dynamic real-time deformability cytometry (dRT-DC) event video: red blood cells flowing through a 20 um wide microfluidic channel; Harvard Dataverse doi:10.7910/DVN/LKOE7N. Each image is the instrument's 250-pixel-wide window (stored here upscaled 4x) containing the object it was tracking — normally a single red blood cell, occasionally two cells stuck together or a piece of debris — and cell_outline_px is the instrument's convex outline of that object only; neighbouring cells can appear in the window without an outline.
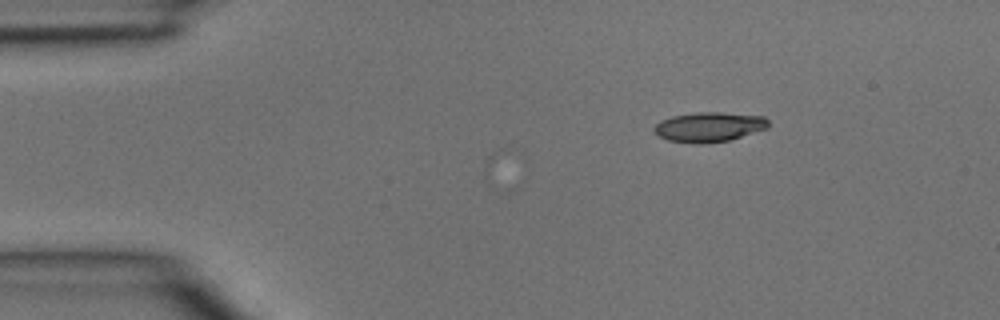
{"species": "common noctule bat (a hibernating species)", "species_latin": "Nyctalus noctula", "temperature_condition": "room temperature", "stored_images_in_passage": 5, "camera_frame_rate_fps": 3000, "um_per_image_px": 0.085, "animal": {"sex": "male", "body_mass_g": 15.6}, "frame": {"image": 1, "passage_image": 3, "time_ms": 0.667, "image_size_px": [1000, 320], "cell_outline_px": [[768, 128], [728, 140], [700, 144], [668, 140], [660, 136], [652, 128], [660, 120], [672, 116], [696, 112], [720, 112], [764, 116], [768, 120]], "centroid_in_image_um": [60.26, 10.78], "position_along_channel_um": 24.7, "area_um2": 19.65}}